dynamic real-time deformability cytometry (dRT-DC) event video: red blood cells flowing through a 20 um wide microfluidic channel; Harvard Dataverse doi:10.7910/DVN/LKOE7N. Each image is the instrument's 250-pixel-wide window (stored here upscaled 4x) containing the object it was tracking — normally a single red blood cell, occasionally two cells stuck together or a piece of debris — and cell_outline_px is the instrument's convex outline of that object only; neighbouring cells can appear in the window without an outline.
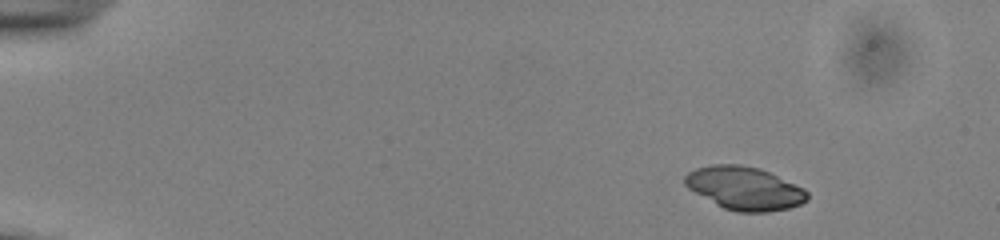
{"species": "common noctule bat (a hibernating species)", "species_latin": "Nyctalus noctula", "temperature_condition": "cold", "stored_images_in_passage": 16, "camera_frame_rate_fps": 3000, "um_per_image_px": 0.085, "animal": {"sex": "male", "body_mass_g": 13.0, "forearm_length_mm": 53.1}, "frame": {"image": 1, "passage_image": 7, "time_ms": 2.0, "image_size_px": [1000, 240], "cell_outline_px": [[808, 200], [800, 204], [788, 208], [768, 212], [736, 212], [724, 208], [716, 204], [688, 188], [684, 184], [684, 176], [688, 172], [696, 168], [712, 164], [740, 164], [760, 168], [804, 188], [808, 192]], "centroid_in_image_um": [63.28, 16.0], "position_along_channel_um": 21.7, "area_um2": 30.75}}